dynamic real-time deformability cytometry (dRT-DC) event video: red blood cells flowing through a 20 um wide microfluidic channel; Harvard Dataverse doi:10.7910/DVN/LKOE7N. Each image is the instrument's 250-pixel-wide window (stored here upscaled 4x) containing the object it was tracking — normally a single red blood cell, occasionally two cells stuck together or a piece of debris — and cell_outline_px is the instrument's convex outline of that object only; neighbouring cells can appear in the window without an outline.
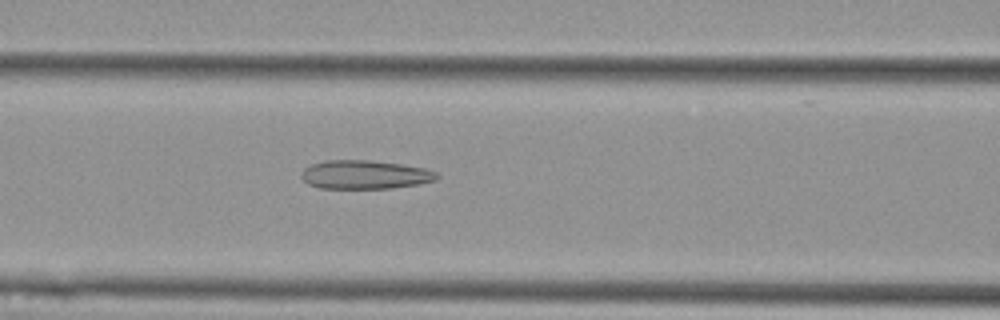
{"species": "Egyptian fruit bat (a non-hibernating species)", "species_latin": "Rousettus aegyptiacus", "temperature_condition": "cold", "stored_images_in_passage": 28, "camera_frame_rate_fps": 3000, "um_per_image_px": 0.085, "animal": {"sex": "female"}, "frame": {"image": 1, "passage_image": 13, "time_ms": 4.0, "image_size_px": [1000, 320], "cell_outline_px": [[440, 176], [436, 180], [420, 184], [392, 188], [320, 188], [308, 184], [300, 176], [300, 172], [304, 168], [312, 164], [324, 160], [368, 160], [404, 164], [424, 168], [436, 172]], "centroid_in_image_um": [31.02, 14.84], "position_along_channel_um": 135.6, "area_um2": 22.83}}
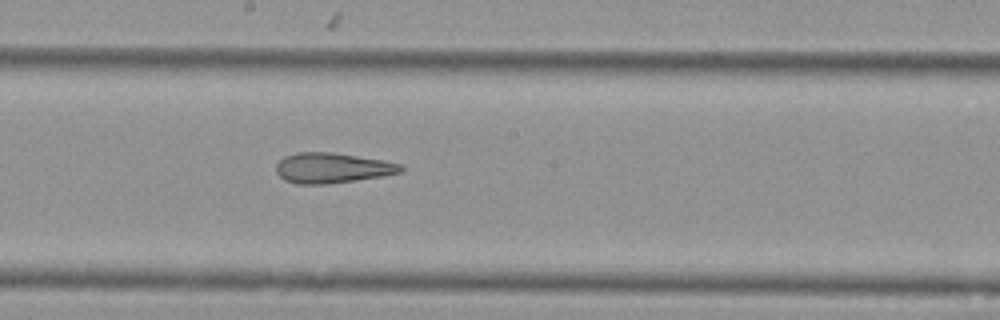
{"frame": {"image": 2, "passage_image": 20, "time_ms": 6.333, "image_size_px": [1000, 320], "cell_outline_px": [[404, 168], [400, 172], [384, 176], [328, 184], [296, 184], [284, 180], [276, 172], [276, 164], [284, 156], [296, 152], [332, 152], [384, 160], [400, 164]], "centroid_in_image_um": [28.21, 14.27], "position_along_channel_um": 220.0, "area_um2": 22.08}}
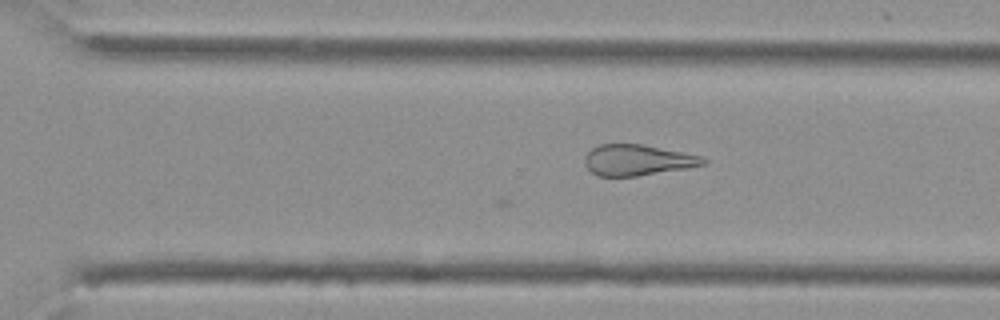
{"frame": {"image": 3, "passage_image": 28, "time_ms": 9.0, "image_size_px": [1000, 320], "cell_outline_px": [[708, 160], [704, 164], [688, 168], [636, 176], [596, 176], [584, 164], [584, 156], [592, 148], [600, 144], [640, 144], [700, 156]], "centroid_in_image_um": [54.14, 13.61], "position_along_channel_um": 316.5, "area_um2": 21.1}}